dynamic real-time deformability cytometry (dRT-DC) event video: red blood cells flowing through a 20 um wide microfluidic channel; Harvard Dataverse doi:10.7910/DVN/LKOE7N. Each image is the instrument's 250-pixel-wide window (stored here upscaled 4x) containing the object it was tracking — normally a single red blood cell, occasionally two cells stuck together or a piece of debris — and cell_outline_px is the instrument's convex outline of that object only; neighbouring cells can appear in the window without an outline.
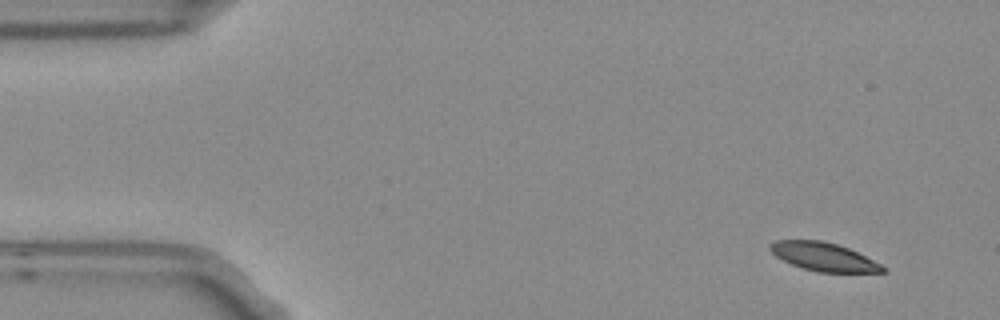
{"species": "Egyptian fruit bat (a non-hibernating species)", "species_latin": "Rousettus aegyptiacus", "temperature_condition": "room temperature", "stored_images_in_passage": 4, "camera_frame_rate_fps": 3000, "um_per_image_px": 0.085, "frame": {"image": 1, "passage_image": 1, "time_ms": 0.0, "image_size_px": [1000, 320], "cell_outline_px": [[888, 272], [820, 272], [804, 268], [792, 264], [776, 256], [768, 248], [776, 240], [820, 240], [836, 244], [848, 248], [888, 268]], "centroid_in_image_um": [70.03, 21.83], "position_along_channel_um": 15.0, "area_um2": 18.26}}
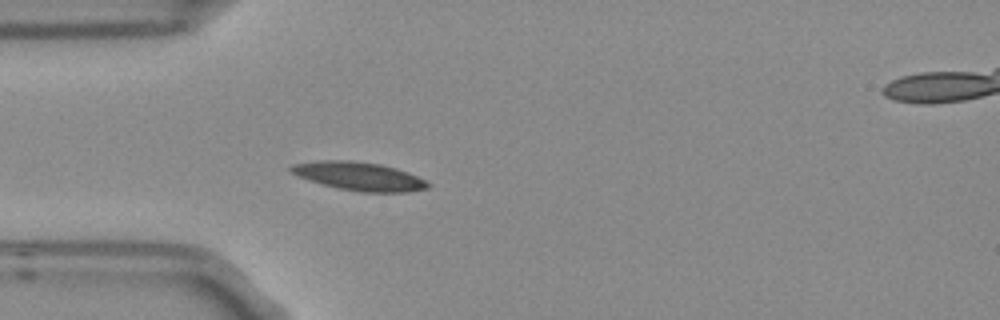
{"frame": {"image": 2, "passage_image": 4, "time_ms": 1.0, "image_size_px": [1000, 320], "cell_outline_px": [[432, 184], [428, 188], [408, 192], [360, 192], [336, 188], [300, 176], [292, 172], [288, 168], [292, 164], [316, 160], [352, 160], [380, 164], [396, 168], [408, 172]], "centroid_in_image_um": [30.55, 14.97], "position_along_channel_um": 54.5, "area_um2": 22.6}}